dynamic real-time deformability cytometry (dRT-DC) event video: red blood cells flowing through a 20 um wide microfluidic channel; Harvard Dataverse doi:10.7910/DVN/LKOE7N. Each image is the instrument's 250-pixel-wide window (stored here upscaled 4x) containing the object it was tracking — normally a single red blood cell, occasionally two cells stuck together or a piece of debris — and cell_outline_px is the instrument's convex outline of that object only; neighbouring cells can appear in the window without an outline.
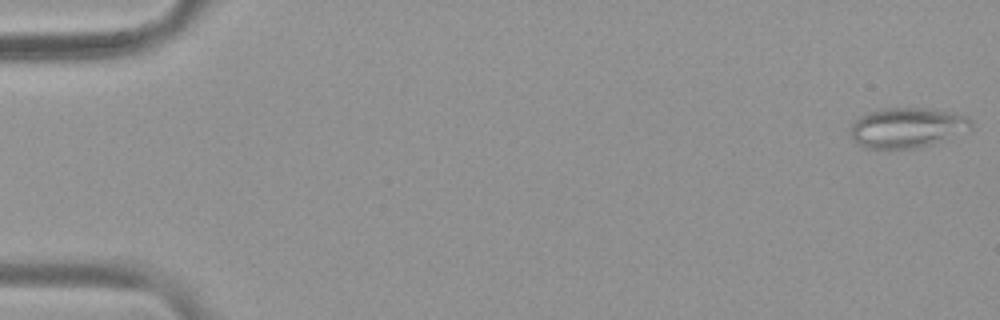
{"species": "common noctule bat (a hibernating species)", "species_latin": "Nyctalus noctula", "temperature_condition": "warm", "stored_images_in_passage": 53, "camera_frame_rate_fps": 3000, "um_per_image_px": 0.085, "animal": {"sex": "female", "body_mass_g": 19.9}, "frame": {"image": 1, "passage_image": 1, "time_ms": 0.0, "image_size_px": [1000, 320], "cell_outline_px": [[972, 128], [944, 140], [920, 148], [888, 152], [864, 148], [852, 140], [852, 124], [860, 116], [884, 108], [932, 108], [952, 112], [968, 116], [972, 120]], "centroid_in_image_um": [77.11, 10.9], "position_along_channel_um": 7.9, "area_um2": 28.96}}
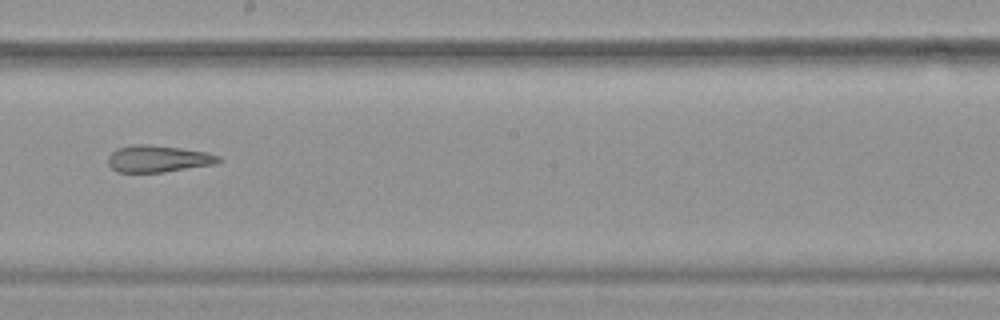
{"frame": {"image": 2, "passage_image": 31, "time_ms": 10.0, "image_size_px": [1000, 320], "cell_outline_px": [[224, 160], [216, 164], [164, 172], [120, 172], [112, 168], [108, 164], [108, 156], [116, 148], [132, 144], [144, 144], [180, 148], [204, 152], [220, 156]], "centroid_in_image_um": [13.45, 13.49], "position_along_channel_um": 234.8, "area_um2": 17.28}}
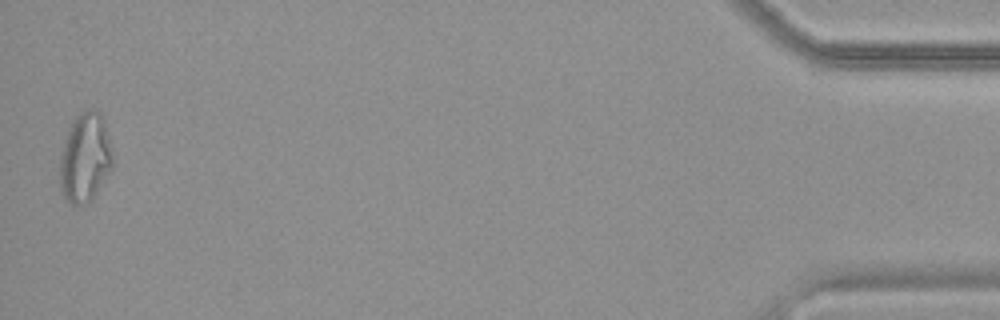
{"frame": {"image": 3, "passage_image": 53, "time_ms": 17.333, "image_size_px": [1000, 320], "cell_outline_px": [[112, 168], [92, 200], [88, 204], [72, 204], [64, 196], [60, 188], [60, 152], [68, 128], [72, 120], [80, 112], [92, 108], [96, 108], [104, 116], [112, 160]], "centroid_in_image_um": [7.22, 13.37], "position_along_channel_um": 428.0, "area_um2": 27.63}, "authors_computed_cell_mechanics": {"area_um2": 23.1778, "velocity_mm_per_s": 3.799, "shape_relaxation_time_tau1_ms": null, "shape_relaxation_time_tau2_ms": 2.4126, "deformation_change_tau1": null, "deformation_change_tau2": 0.1306}}